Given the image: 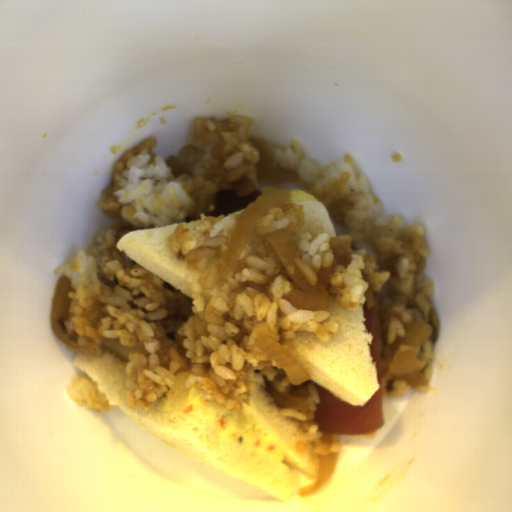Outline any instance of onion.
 <instances>
[{
  "label": "onion",
  "instance_id": "06740285",
  "mask_svg": "<svg viewBox=\"0 0 512 512\" xmlns=\"http://www.w3.org/2000/svg\"><path fill=\"white\" fill-rule=\"evenodd\" d=\"M262 238L268 256L279 264L281 274L292 283L291 289L281 298L296 309L326 310L329 308L328 291L320 283L312 285L295 265L296 259L300 256L286 231L280 229L262 235Z\"/></svg>",
  "mask_w": 512,
  "mask_h": 512
},
{
  "label": "onion",
  "instance_id": "6bf65262",
  "mask_svg": "<svg viewBox=\"0 0 512 512\" xmlns=\"http://www.w3.org/2000/svg\"><path fill=\"white\" fill-rule=\"evenodd\" d=\"M290 199L289 189L274 186L262 189L261 195L249 202L240 216L229 242L227 261L220 274L231 272L245 250L252 230L260 218L275 206L284 204Z\"/></svg>",
  "mask_w": 512,
  "mask_h": 512
},
{
  "label": "onion",
  "instance_id": "55239325",
  "mask_svg": "<svg viewBox=\"0 0 512 512\" xmlns=\"http://www.w3.org/2000/svg\"><path fill=\"white\" fill-rule=\"evenodd\" d=\"M405 341L411 344V349L399 351L388 363V371L394 377L403 380L413 389L425 388L428 381L424 376L416 358L417 349L429 340L432 327L423 319L412 317L410 323L405 324Z\"/></svg>",
  "mask_w": 512,
  "mask_h": 512
},
{
  "label": "onion",
  "instance_id": "23ac38db",
  "mask_svg": "<svg viewBox=\"0 0 512 512\" xmlns=\"http://www.w3.org/2000/svg\"><path fill=\"white\" fill-rule=\"evenodd\" d=\"M72 282L70 278H61L56 284V288L51 301L50 311V324L51 330L56 339L62 343L66 348L80 355H93L98 354L90 345H80L71 339L67 334V327L64 320L67 319L70 309L72 307L69 294L74 290L71 287Z\"/></svg>",
  "mask_w": 512,
  "mask_h": 512
},
{
  "label": "onion",
  "instance_id": "2ce2d468",
  "mask_svg": "<svg viewBox=\"0 0 512 512\" xmlns=\"http://www.w3.org/2000/svg\"><path fill=\"white\" fill-rule=\"evenodd\" d=\"M254 342L260 350L286 371L289 381L294 385H299L310 379V373L307 369L279 341L262 335L256 338Z\"/></svg>",
  "mask_w": 512,
  "mask_h": 512
},
{
  "label": "onion",
  "instance_id": "275d332c",
  "mask_svg": "<svg viewBox=\"0 0 512 512\" xmlns=\"http://www.w3.org/2000/svg\"><path fill=\"white\" fill-rule=\"evenodd\" d=\"M338 454L337 452L327 455L318 454L319 471L317 480L306 488H300L299 496L308 497L314 495L329 482L338 464Z\"/></svg>",
  "mask_w": 512,
  "mask_h": 512
},
{
  "label": "onion",
  "instance_id": "25a0d678",
  "mask_svg": "<svg viewBox=\"0 0 512 512\" xmlns=\"http://www.w3.org/2000/svg\"><path fill=\"white\" fill-rule=\"evenodd\" d=\"M262 378L265 380V388L272 396L275 404L285 408H292L303 416H309L311 408L308 403L291 395L281 393L275 389L274 383L266 375Z\"/></svg>",
  "mask_w": 512,
  "mask_h": 512
}]
</instances>
